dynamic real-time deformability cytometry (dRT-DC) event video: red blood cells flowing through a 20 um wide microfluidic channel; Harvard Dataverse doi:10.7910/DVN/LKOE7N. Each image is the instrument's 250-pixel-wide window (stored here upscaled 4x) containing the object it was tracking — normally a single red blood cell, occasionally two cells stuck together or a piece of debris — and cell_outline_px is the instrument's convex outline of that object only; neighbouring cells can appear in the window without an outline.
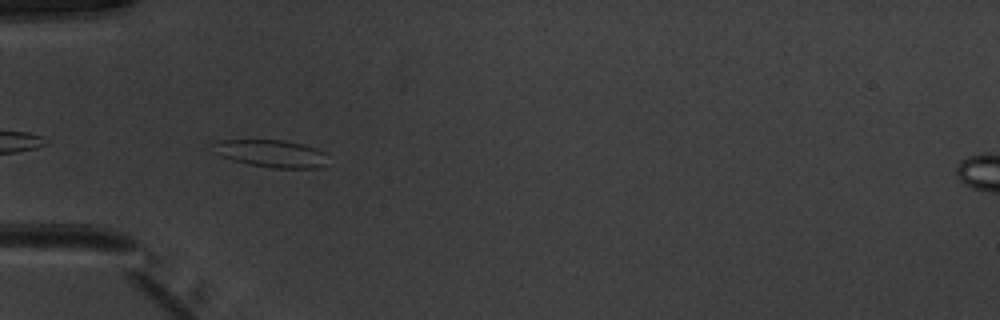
{"species": "common noctule bat (a hibernating species)", "species_latin": "Nyctalus noctula", "temperature_condition": "warm", "stored_images_in_passage": 8, "camera_frame_rate_fps": 3000, "um_per_image_px": 0.085, "animal": {"sex": "male", "body_mass_g": 20.1, "forearm_length_mm": 53.5}, "frame": {"image": 1, "passage_image": 3, "time_ms": 0.667, "image_size_px": [1000, 320], "cell_outline_px": [[324, 164], [316, 168], [272, 168], [232, 160], [216, 152], [208, 144], [220, 140], [284, 140], [316, 148], [324, 152]], "centroid_in_image_um": [22.99, 13.03], "position_along_channel_um": 62.0, "area_um2": 17.98}}